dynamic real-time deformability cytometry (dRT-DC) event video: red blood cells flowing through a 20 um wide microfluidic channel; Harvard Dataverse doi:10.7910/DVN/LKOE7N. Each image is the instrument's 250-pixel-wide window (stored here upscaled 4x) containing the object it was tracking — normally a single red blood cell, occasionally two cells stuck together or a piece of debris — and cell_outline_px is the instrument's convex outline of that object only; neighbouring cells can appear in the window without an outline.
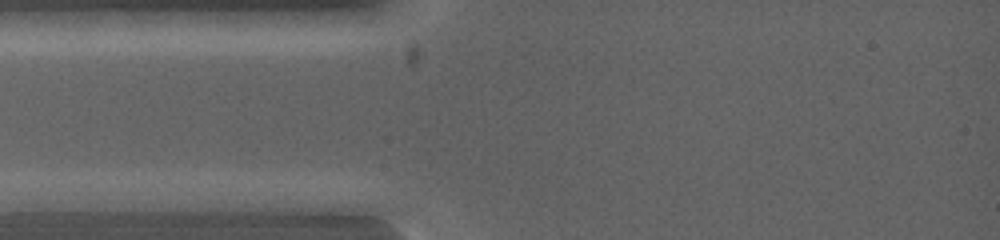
{"species": "common noctule bat (a hibernating species)", "species_latin": "Nyctalus noctula", "temperature_condition": "warm", "stored_images_in_passage": 4, "camera_frame_rate_fps": 5000, "um_per_image_px": 0.085, "animal": {"sex": "female", "body_mass_g": 19.0, "forearm_length_mm": 53.3}, "frame": {"image": 1, "passage_image": 1, "time_ms": 0.0, "image_size_px": [1000, 240], "cell_outline_px": [[124, 200], [96, 212], [72, 216], [16, 212], [12, 200], [32, 192], [104, 192]], "centroid_in_image_um": [5.46, 17.25], "position_along_channel_um": 79.5, "area_um2": 14.8}}